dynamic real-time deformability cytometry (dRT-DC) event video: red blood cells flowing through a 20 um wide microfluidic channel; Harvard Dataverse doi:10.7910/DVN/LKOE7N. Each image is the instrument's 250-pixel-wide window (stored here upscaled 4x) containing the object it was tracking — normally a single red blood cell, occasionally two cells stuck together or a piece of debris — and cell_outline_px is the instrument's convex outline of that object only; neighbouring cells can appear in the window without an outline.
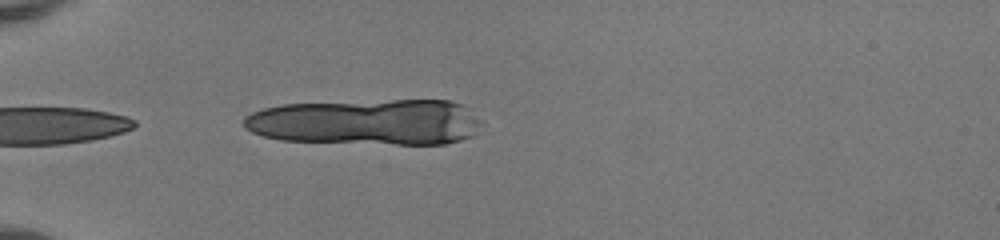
{"species": "human", "species_latin": "Homo sapiens", "temperature_condition": "room temperature", "stored_images_in_passage": 6, "camera_frame_rate_fps": 3000, "um_per_image_px": 0.085, "donor": {"sex": "female"}, "frame": {"image": 1, "passage_image": 1, "time_ms": 0.0, "image_size_px": [1000, 240], "cell_outline_px": [[484, 124], [476, 136], [444, 144], [396, 144], [280, 140], [264, 136], [252, 132], [244, 128], [244, 116], [252, 112], [264, 108], [284, 104], [392, 100], [452, 100], [464, 104]], "centroid_in_image_um": [31.24, 10.37], "position_along_channel_um": 53.8, "area_um2": 64.22}}